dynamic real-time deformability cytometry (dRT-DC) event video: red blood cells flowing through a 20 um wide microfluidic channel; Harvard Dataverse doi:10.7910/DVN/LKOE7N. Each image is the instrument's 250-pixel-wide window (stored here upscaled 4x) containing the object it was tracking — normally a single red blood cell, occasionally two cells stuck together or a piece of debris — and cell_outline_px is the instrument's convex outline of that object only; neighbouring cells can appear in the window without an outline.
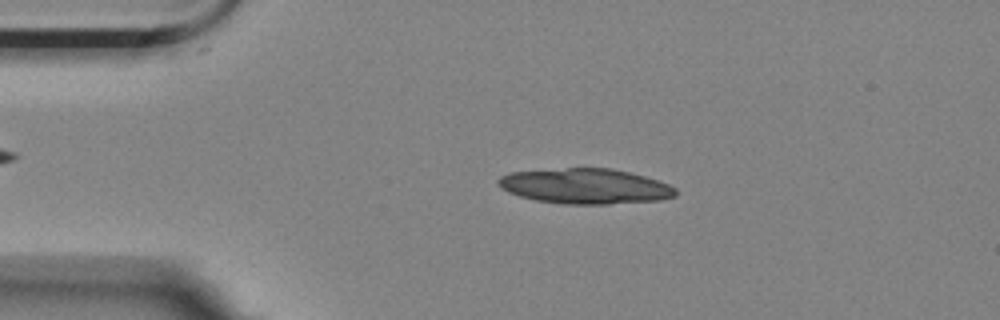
{"species": "Egyptian fruit bat (a non-hibernating species)", "species_latin": "Rousettus aegyptiacus", "temperature_condition": "room temperature", "stored_images_in_passage": 9, "segment_of_instrument_passage": [1, 2], "camera_frame_rate_fps": 3000, "um_per_image_px": 0.085, "animal": {"sex": "female"}, "frame": {"image": 1, "passage_image": 1, "time_ms": 0.0, "image_size_px": [1000, 320], "cell_outline_px": [[676, 196], [660, 200], [608, 204], [564, 204], [536, 200], [520, 196], [508, 192], [500, 188], [496, 184], [496, 180], [500, 176], [508, 172], [568, 168], [612, 168], [644, 176], [668, 184], [676, 188]], "centroid_in_image_um": [49.7, 15.83], "position_along_channel_um": 35.3, "area_um2": 36.53}}